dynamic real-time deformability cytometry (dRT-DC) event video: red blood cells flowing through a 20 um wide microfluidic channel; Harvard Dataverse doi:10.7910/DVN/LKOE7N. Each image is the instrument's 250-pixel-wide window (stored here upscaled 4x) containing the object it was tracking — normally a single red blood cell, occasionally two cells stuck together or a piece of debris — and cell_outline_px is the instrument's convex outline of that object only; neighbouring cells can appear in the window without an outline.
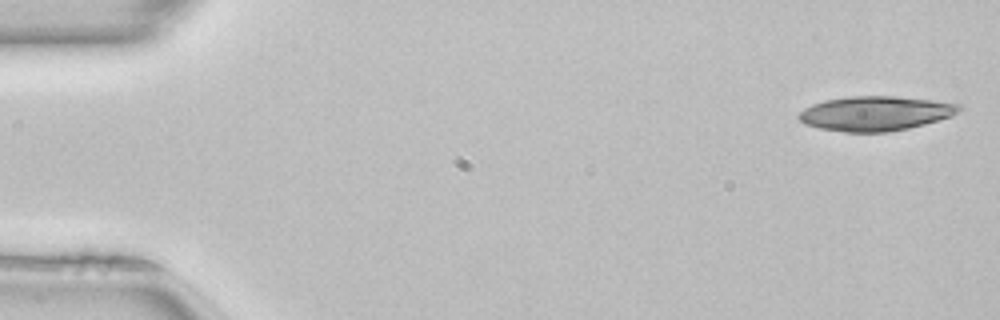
{"species": "common noctule bat (a hibernating species)", "species_latin": "Nyctalus noctula", "temperature_condition": "room temperature", "stored_images_in_passage": 18, "camera_frame_rate_fps": 3000, "um_per_image_px": 0.085, "animal": {"sex": "female", "body_mass_g": 22.7, "forearm_length_mm": 54.2}, "frame": {"image": 1, "passage_image": 1, "time_ms": 0.0, "image_size_px": [1000, 320], "cell_outline_px": [[964, 108], [952, 116], [924, 124], [908, 128], [888, 132], [844, 132], [820, 128], [804, 124], [796, 116], [804, 108], [812, 104], [824, 100], [848, 96], [896, 96], [932, 100], [960, 104]], "centroid_in_image_um": [74.4, 9.63], "position_along_channel_um": 10.6, "area_um2": 32.43}}